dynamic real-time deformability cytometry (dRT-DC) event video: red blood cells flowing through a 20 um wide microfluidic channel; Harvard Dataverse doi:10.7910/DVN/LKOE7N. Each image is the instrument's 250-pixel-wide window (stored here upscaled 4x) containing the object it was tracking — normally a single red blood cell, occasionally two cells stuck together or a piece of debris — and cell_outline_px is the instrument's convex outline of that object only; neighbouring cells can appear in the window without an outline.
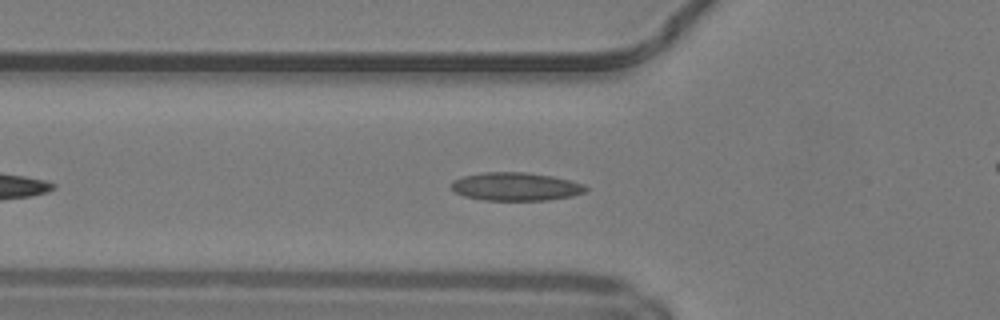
{"species": "common noctule bat (a hibernating species)", "species_latin": "Nyctalus noctula", "temperature_condition": "warm", "stored_images_in_passage": 20, "camera_frame_rate_fps": 3000, "um_per_image_px": 0.085, "animal": {"sex": "male", "body_mass_g": 19.2, "forearm_length_mm": 51.8}, "frame": {"image": 1, "passage_image": 7, "time_ms": 2.0, "image_size_px": [1000, 320], "cell_outline_px": [[588, 192], [572, 196], [548, 200], [484, 200], [464, 196], [456, 192], [452, 188], [452, 180], [464, 176], [484, 172], [524, 172], [552, 176], [584, 184], [588, 188]], "centroid_in_image_um": [43.87, 15.86], "position_along_channel_um": 81.9, "area_um2": 22.08}}
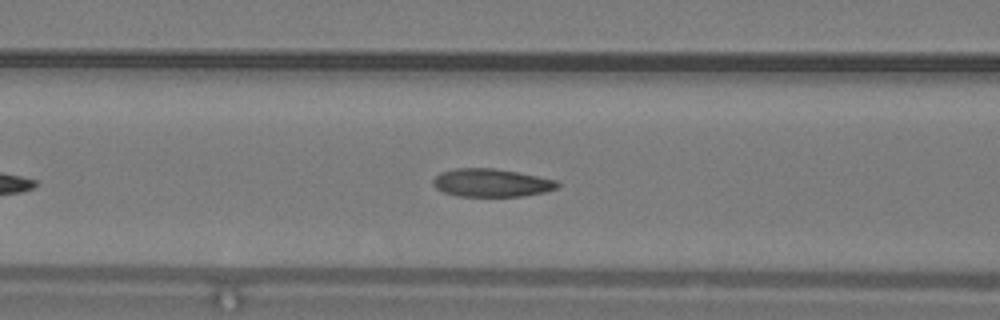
{"frame": {"image": 2, "passage_image": 10, "time_ms": 3.0, "image_size_px": [1000, 320], "cell_outline_px": [[560, 184], [556, 188], [544, 192], [524, 196], [456, 196], [444, 192], [436, 188], [432, 184], [432, 180], [440, 172], [456, 168], [492, 168], [516, 172], [556, 180]], "centroid_in_image_um": [41.73, 15.54], "position_along_channel_um": 124.9, "area_um2": 20.23}}
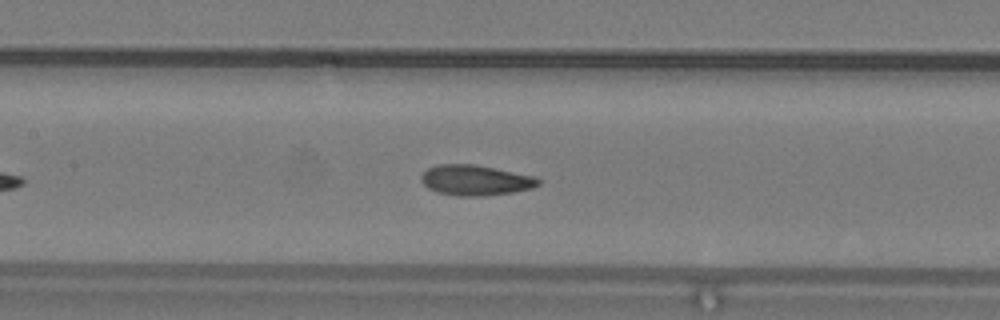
{"frame": {"image": 3, "passage_image": 13, "time_ms": 4.0, "image_size_px": [1000, 320], "cell_outline_px": [[540, 184], [532, 188], [512, 192], [484, 196], [456, 196], [436, 192], [428, 188], [420, 180], [420, 176], [428, 168], [436, 164], [476, 164], [536, 176], [540, 180]], "centroid_in_image_um": [40.4, 15.31], "position_along_channel_um": 167.0, "area_um2": 20.98}}